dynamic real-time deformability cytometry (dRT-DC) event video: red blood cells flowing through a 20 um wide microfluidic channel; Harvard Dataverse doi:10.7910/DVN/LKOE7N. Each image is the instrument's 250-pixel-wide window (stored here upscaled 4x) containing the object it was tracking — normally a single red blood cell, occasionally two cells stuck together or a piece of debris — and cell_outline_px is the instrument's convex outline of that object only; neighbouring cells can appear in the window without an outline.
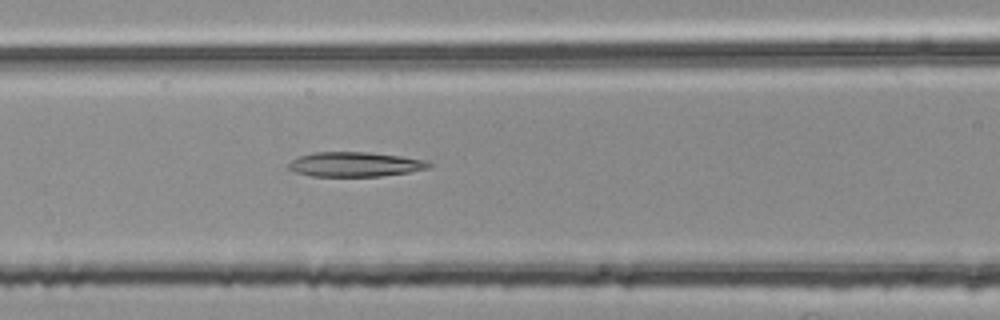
{"species": "common noctule bat (a hibernating species)", "species_latin": "Nyctalus noctula", "temperature_condition": "room temperature", "stored_images_in_passage": 53, "segment_of_instrument_passage": [2, 2], "camera_frame_rate_fps": 3000, "um_per_image_px": 0.085, "animal": {"sex": "female", "body_mass_g": 25.1}, "frame": {"image": 1, "passage_image": 22, "time_ms": 7.0, "image_size_px": [1000, 320], "cell_outline_px": [[432, 164], [428, 168], [408, 172], [380, 176], [312, 176], [296, 172], [288, 168], [288, 164], [292, 160], [300, 156], [312, 152], [368, 152], [400, 156], [424, 160]], "centroid_in_image_um": [30.15, 13.96], "position_along_channel_um": 136.5, "area_um2": 19.94}}
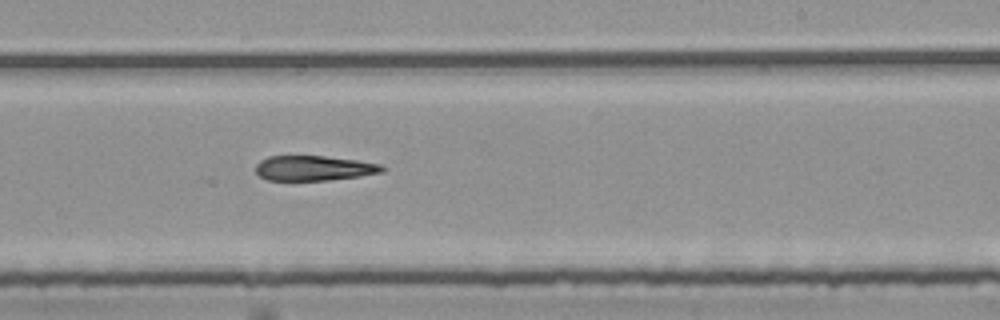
{"frame": {"image": 2, "passage_image": 32, "time_ms": 10.333, "image_size_px": [1000, 320], "cell_outline_px": [[388, 168], [384, 172], [360, 176], [328, 180], [268, 180], [260, 176], [256, 172], [256, 164], [260, 160], [268, 156], [324, 156], [356, 160], [380, 164]], "centroid_in_image_um": [26.7, 14.29], "position_along_channel_um": 262.3, "area_um2": 18.44}}
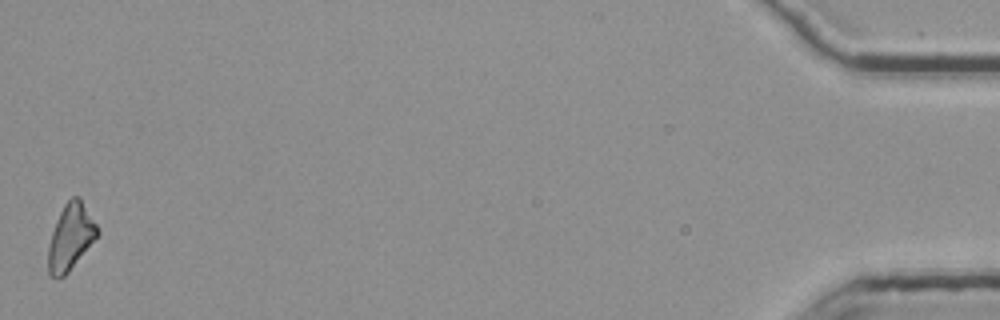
{"frame": {"image": 3, "passage_image": 53, "time_ms": 17.333, "image_size_px": [1000, 320], "cell_outline_px": [[100, 232], [68, 272], [64, 276], [52, 276], [48, 272], [48, 244], [56, 220], [64, 204], [72, 196], [80, 196], [96, 224]], "centroid_in_image_um": [5.99, 20.1], "position_along_channel_um": 429.2, "area_um2": 18.61}}